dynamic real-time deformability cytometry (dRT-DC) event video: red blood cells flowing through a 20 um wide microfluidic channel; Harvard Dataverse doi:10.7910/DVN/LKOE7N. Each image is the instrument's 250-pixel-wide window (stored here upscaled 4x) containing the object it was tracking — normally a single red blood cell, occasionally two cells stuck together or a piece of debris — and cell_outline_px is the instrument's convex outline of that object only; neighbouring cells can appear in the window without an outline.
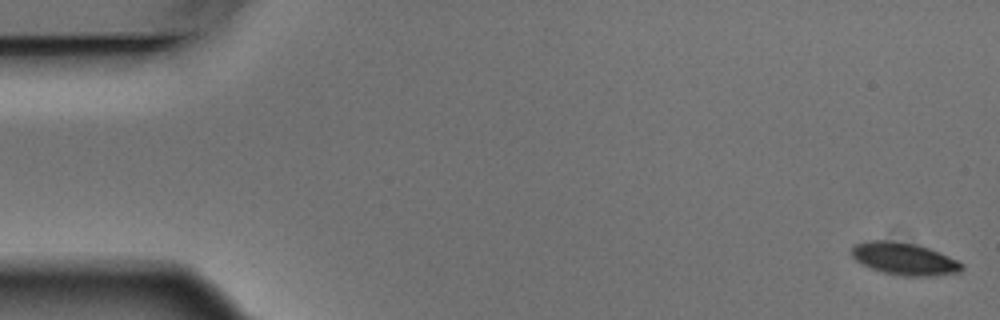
{"species": "Egyptian fruit bat (a non-hibernating species)", "species_latin": "Rousettus aegyptiacus", "temperature_condition": "warm", "stored_images_in_passage": 6, "segment_of_instrument_passage": [1, 2], "camera_frame_rate_fps": 3000, "um_per_image_px": 0.085, "animal": {"sex": "male"}, "frame": {"image": 1, "passage_image": 1, "time_ms": 0.0, "image_size_px": [1000, 320], "cell_outline_px": [[964, 268], [960, 272], [932, 276], [904, 276], [884, 272], [872, 268], [856, 260], [852, 256], [852, 248], [856, 244], [868, 240], [896, 240], [916, 244], [940, 252], [964, 264]], "centroid_in_image_um": [76.89, 21.99], "position_along_channel_um": 8.1, "area_um2": 20.69}}